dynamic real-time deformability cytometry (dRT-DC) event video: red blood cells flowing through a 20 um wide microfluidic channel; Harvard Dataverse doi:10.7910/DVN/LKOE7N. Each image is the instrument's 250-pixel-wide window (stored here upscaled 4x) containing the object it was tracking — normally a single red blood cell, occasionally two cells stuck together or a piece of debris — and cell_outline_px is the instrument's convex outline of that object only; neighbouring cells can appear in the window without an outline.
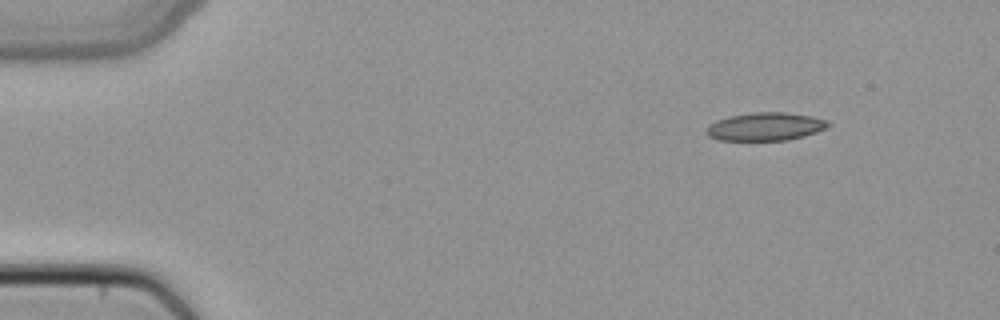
{"species": "common noctule bat (a hibernating species)", "species_latin": "Nyctalus noctula", "temperature_condition": "cold", "stored_images_in_passage": 5, "camera_frame_rate_fps": 3000, "um_per_image_px": 0.085, "animal": {"sex": "female", "body_mass_g": 22.7, "forearm_length_mm": 54.2}, "frame": {"image": 1, "passage_image": 1, "time_ms": 0.0, "image_size_px": [1000, 320], "cell_outline_px": [[832, 124], [828, 128], [804, 136], [788, 140], [720, 140], [708, 136], [704, 132], [708, 124], [716, 120], [728, 116], [756, 112], [788, 112], [812, 116], [828, 120]], "centroid_in_image_um": [65.07, 10.75], "position_along_channel_um": 19.9, "area_um2": 20.23}}
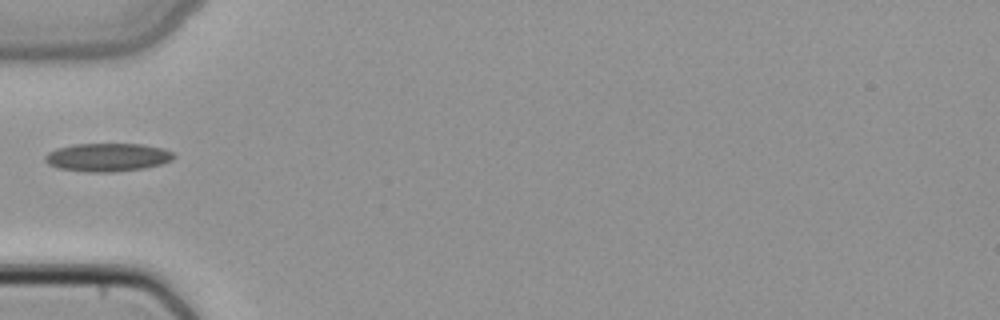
{"frame": {"image": 2, "passage_image": 4, "time_ms": 1.0, "image_size_px": [1000, 320], "cell_outline_px": [[176, 156], [172, 160], [160, 164], [144, 168], [116, 172], [88, 172], [56, 168], [48, 164], [44, 160], [44, 156], [48, 152], [56, 148], [72, 144], [144, 144], [164, 148], [172, 152]], "centroid_in_image_um": [9.12, 13.37], "position_along_channel_um": 75.9, "area_um2": 21.44}}
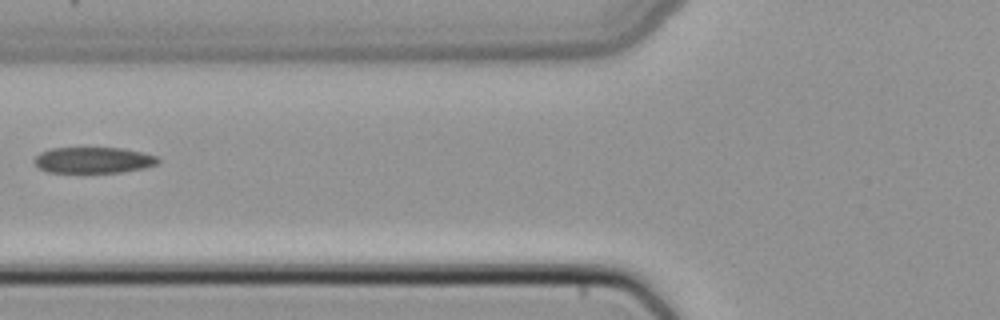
{"frame": {"image": 3, "passage_image": 5, "time_ms": 1.333, "image_size_px": [1000, 320], "cell_outline_px": [[160, 160], [156, 164], [144, 168], [120, 172], [48, 172], [40, 168], [32, 160], [40, 152], [52, 148], [124, 148], [156, 156]], "centroid_in_image_um": [7.92, 13.6], "position_along_channel_um": 117.9, "area_um2": 18.61}}